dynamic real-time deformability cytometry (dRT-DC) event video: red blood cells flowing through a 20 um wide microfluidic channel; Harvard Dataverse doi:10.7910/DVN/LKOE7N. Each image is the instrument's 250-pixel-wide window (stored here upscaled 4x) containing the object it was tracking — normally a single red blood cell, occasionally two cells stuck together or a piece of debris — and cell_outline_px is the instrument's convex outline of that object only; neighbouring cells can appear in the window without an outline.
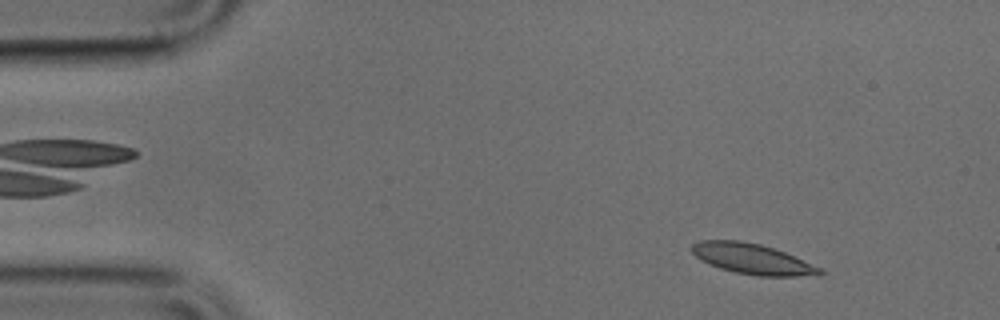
{"species": "common noctule bat (a hibernating species)", "species_latin": "Nyctalus noctula", "temperature_condition": "cold", "stored_images_in_passage": 49, "camera_frame_rate_fps": 3000, "um_per_image_px": 0.085, "animal": {"sex": "male", "body_mass_g": 17.9, "forearm_length_mm": 54.2}, "frame": {"image": 1, "passage_image": 5, "time_ms": 1.333, "image_size_px": [1000, 320], "cell_outline_px": [[824, 272], [820, 276], [760, 276], [736, 272], [720, 268], [700, 260], [692, 252], [692, 244], [700, 240], [740, 240], [760, 244], [784, 252], [820, 268]], "centroid_in_image_um": [63.94, 22.01], "position_along_channel_um": 21.1, "area_um2": 22.48}}
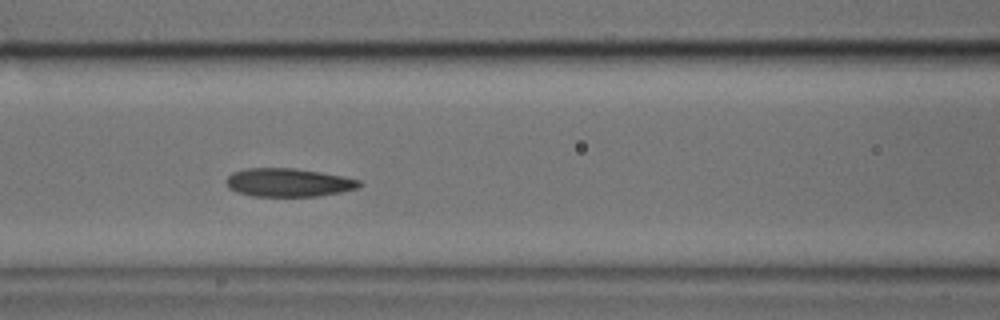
{"frame": {"image": 2, "passage_image": 20, "time_ms": 6.333, "image_size_px": [1000, 320], "cell_outline_px": [[364, 184], [356, 188], [340, 192], [316, 196], [252, 196], [236, 192], [228, 188], [228, 176], [232, 172], [248, 168], [292, 168], [320, 172], [344, 176], [360, 180]], "centroid_in_image_um": [24.53, 15.51], "position_along_channel_um": 142.1, "area_um2": 21.91}}
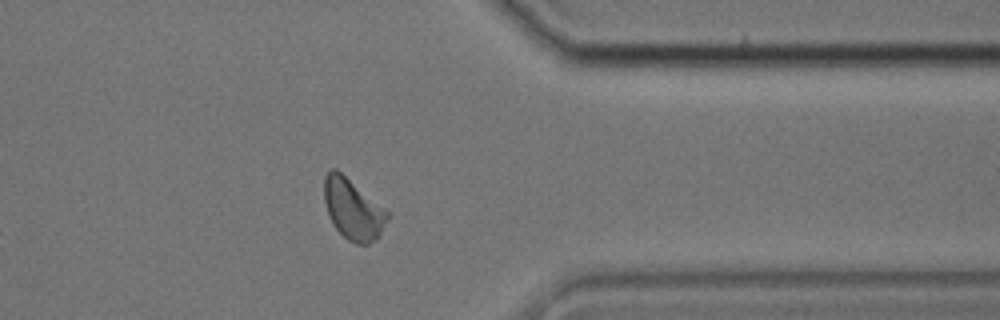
{"frame": {"image": 3, "passage_image": 39, "time_ms": 12.667, "image_size_px": [1000, 320], "cell_outline_px": [[392, 216], [380, 236], [368, 244], [356, 244], [348, 240], [332, 224], [328, 216], [324, 200], [324, 176], [332, 168], [336, 168], [384, 208]], "centroid_in_image_um": [30.02, 17.8], "position_along_channel_um": 381.4, "area_um2": 22.48}}